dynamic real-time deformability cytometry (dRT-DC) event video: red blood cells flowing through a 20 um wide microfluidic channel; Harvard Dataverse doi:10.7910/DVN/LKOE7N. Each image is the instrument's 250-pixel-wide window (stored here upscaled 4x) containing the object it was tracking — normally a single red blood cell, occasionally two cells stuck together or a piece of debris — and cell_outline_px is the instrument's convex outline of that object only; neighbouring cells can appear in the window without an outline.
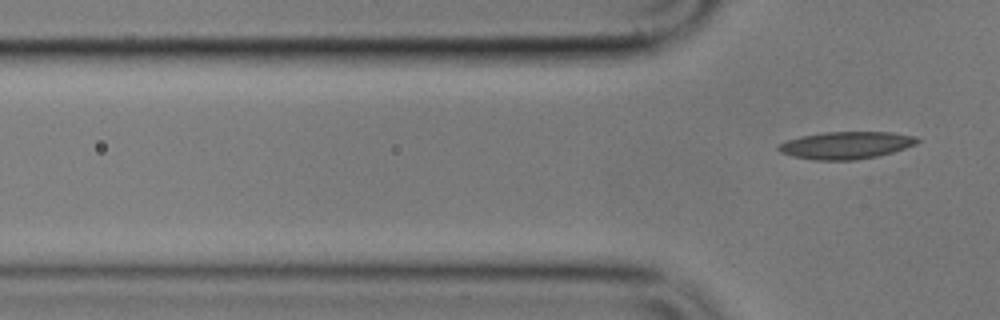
{"species": "common noctule bat (a hibernating species)", "species_latin": "Nyctalus noctula", "temperature_condition": "cold", "stored_images_in_passage": 4, "segment_of_instrument_passage": [2, 2], "camera_frame_rate_fps": 3000, "um_per_image_px": 0.085, "animal": {"sex": "male", "body_mass_g": 17.9}, "frame": {"image": 1, "passage_image": 4, "time_ms": 3.667, "image_size_px": [1000, 320], "cell_outline_px": [[920, 140], [916, 144], [892, 152], [876, 156], [856, 160], [812, 160], [792, 156], [780, 152], [776, 148], [776, 144], [800, 136], [824, 132], [892, 132], [916, 136]], "centroid_in_image_um": [71.88, 12.34], "position_along_channel_um": 53.9, "area_um2": 22.2}}